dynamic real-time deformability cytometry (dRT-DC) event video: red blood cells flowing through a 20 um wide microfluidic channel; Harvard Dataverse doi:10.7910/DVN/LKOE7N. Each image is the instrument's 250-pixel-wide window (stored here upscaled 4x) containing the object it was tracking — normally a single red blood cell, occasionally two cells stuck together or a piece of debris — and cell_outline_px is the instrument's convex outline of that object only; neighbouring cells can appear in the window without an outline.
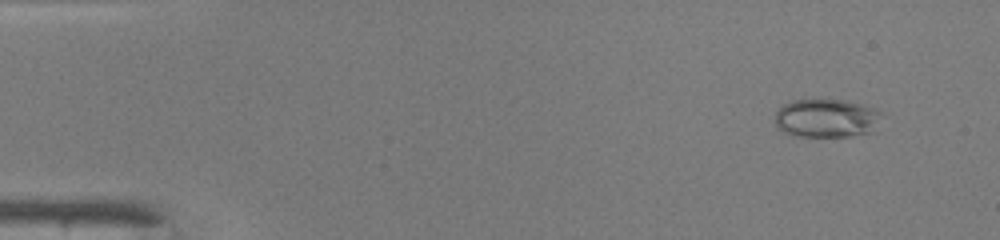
{"species": "common noctule bat (a hibernating species)", "species_latin": "Nyctalus noctula", "temperature_condition": "warm", "stored_images_in_passage": 49, "segment_of_instrument_passage": [1, 2], "camera_frame_rate_fps": 3000, "um_per_image_px": 0.085, "animal": {"sex": "male", "body_mass_g": 19.0, "forearm_length_mm": 50.8}, "frame": {"image": 1, "passage_image": 4, "time_ms": 1.0, "image_size_px": [1000, 240], "cell_outline_px": [[884, 116], [872, 132], [852, 136], [796, 136], [784, 132], [776, 128], [776, 112], [784, 104], [792, 100], [852, 100], [872, 108], [880, 112]], "centroid_in_image_um": [70.28, 10.05], "position_along_channel_um": 14.7, "area_um2": 24.1}}
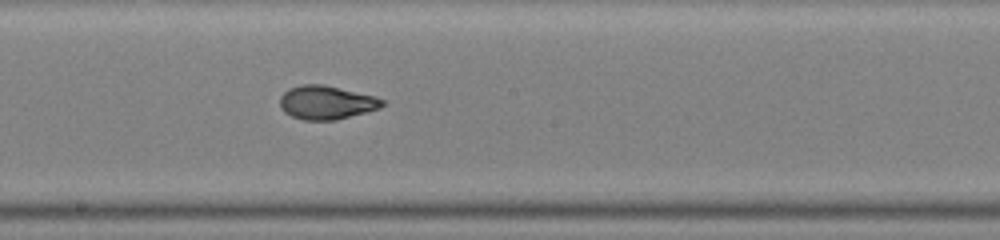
{"frame": {"image": 2, "passage_image": 27, "time_ms": 8.667, "image_size_px": [1000, 240], "cell_outline_px": [[388, 104], [380, 108], [336, 120], [304, 120], [292, 116], [284, 112], [280, 108], [280, 96], [288, 88], [300, 84], [324, 84], [376, 96], [384, 100]], "centroid_in_image_um": [27.76, 8.7], "position_along_channel_um": 220.4, "area_um2": 20.35}}
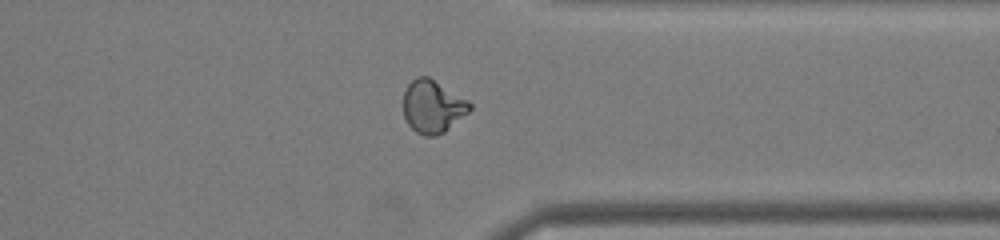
{"frame": {"image": 3, "passage_image": 38, "time_ms": 12.333, "image_size_px": [1000, 240], "cell_outline_px": [[472, 108], [468, 112], [444, 132], [436, 136], [424, 136], [416, 132], [408, 124], [404, 116], [404, 92], [408, 84], [416, 76], [428, 76], [468, 100], [472, 104]], "centroid_in_image_um": [36.77, 9.05], "position_along_channel_um": 374.6, "area_um2": 20.35}}